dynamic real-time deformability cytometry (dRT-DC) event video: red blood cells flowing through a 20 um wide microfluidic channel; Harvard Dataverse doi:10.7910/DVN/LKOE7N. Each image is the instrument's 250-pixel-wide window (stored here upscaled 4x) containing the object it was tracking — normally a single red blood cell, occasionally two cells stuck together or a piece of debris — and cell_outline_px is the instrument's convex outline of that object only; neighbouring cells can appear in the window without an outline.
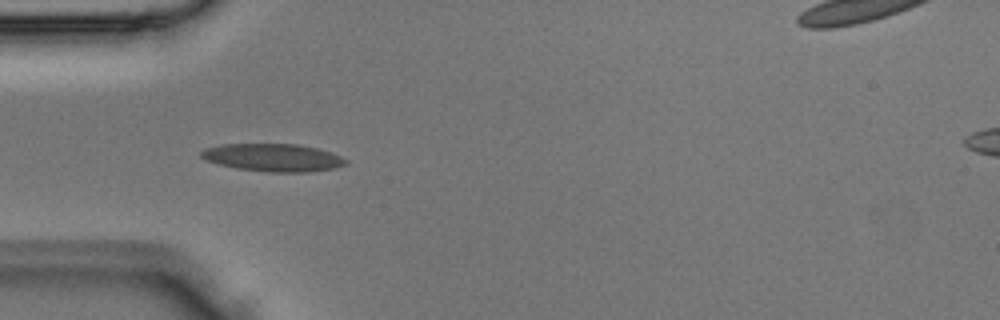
{"species": "Egyptian fruit bat (a non-hibernating species)", "species_latin": "Rousettus aegyptiacus", "temperature_condition": "room temperature", "stored_images_in_passage": 3, "camera_frame_rate_fps": 3000, "um_per_image_px": 0.085, "animal": {"sex": "male"}, "frame": {"image": 1, "passage_image": 3, "time_ms": 0.667, "image_size_px": [1000, 320], "cell_outline_px": [[348, 164], [332, 168], [308, 172], [272, 172], [240, 168], [220, 164], [208, 160], [200, 156], [200, 152], [208, 148], [220, 144], [300, 144], [320, 148], [332, 152], [348, 160]], "centroid_in_image_um": [23.29, 13.38], "position_along_channel_um": 61.7, "area_um2": 23.18}}